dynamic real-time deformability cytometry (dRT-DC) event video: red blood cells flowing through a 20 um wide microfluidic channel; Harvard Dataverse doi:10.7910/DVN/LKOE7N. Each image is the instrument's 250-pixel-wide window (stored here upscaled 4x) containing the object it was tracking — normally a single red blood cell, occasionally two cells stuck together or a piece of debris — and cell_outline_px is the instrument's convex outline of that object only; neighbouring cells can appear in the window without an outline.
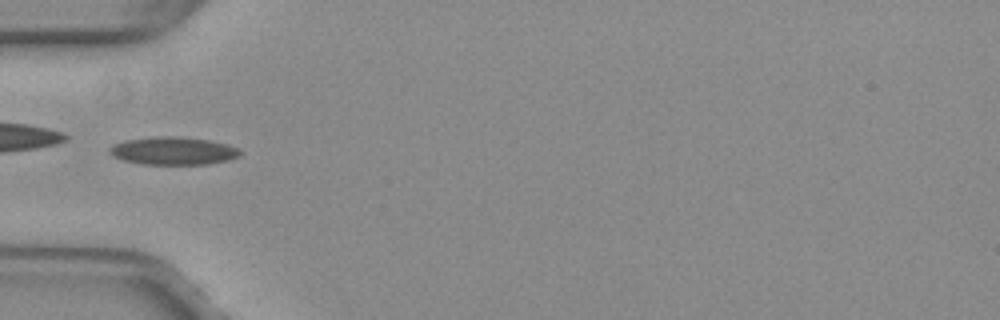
{"species": "common noctule bat (a hibernating species)", "species_latin": "Nyctalus noctula", "temperature_condition": "warm", "stored_images_in_passage": 32, "camera_frame_rate_fps": 3000, "um_per_image_px": 0.085, "animal": {"sex": "female", "body_mass_g": 29.2, "forearm_length_mm": 56.3}, "frame": {"image": 1, "passage_image": 1, "time_ms": 0.0, "image_size_px": [1000, 320], "cell_outline_px": [[240, 156], [228, 160], [208, 164], [140, 164], [124, 160], [112, 156], [108, 152], [108, 148], [124, 140], [156, 136], [176, 136], [208, 140], [228, 144], [240, 148]], "centroid_in_image_um": [14.73, 12.82], "position_along_channel_um": 70.3, "area_um2": 21.27}}
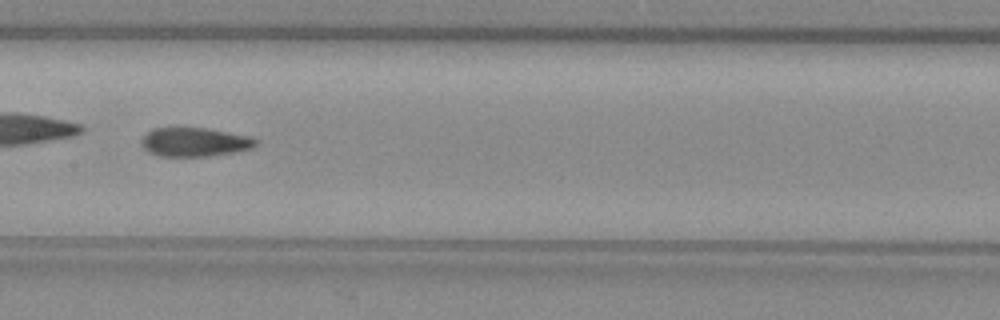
{"frame": {"image": 2, "passage_image": 10, "time_ms": 3.0, "image_size_px": [1000, 320], "cell_outline_px": [[260, 140], [252, 148], [236, 152], [208, 156], [160, 156], [148, 152], [140, 148], [140, 140], [152, 128], [204, 128], [252, 136]], "centroid_in_image_um": [16.54, 12.08], "position_along_channel_um": 190.9, "area_um2": 19.48}, "authors_computed_cell_mechanics": {"area_um2": 19.652, "velocity_mm_per_s": 4.007, "shape_relaxation_time_tau1_ms": null, "shape_relaxation_time_tau2_ms": 3.0199, "deformation_change_tau1": null, "deformation_change_tau2": 0.1011}}